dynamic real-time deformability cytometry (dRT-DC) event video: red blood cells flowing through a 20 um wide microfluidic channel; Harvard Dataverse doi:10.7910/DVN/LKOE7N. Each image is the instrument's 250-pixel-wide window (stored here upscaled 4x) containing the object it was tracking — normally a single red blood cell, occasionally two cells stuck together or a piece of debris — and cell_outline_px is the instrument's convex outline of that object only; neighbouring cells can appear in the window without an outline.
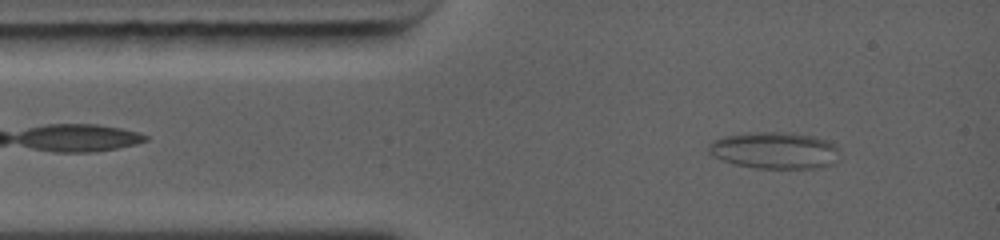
{"species": "common noctule bat (a hibernating species)", "species_latin": "Nyctalus noctula", "temperature_condition": "warm", "stored_images_in_passage": 55, "camera_frame_rate_fps": 5000, "um_per_image_px": 0.085, "animal": {"sex": "female", "body_mass_g": 19.0, "forearm_length_mm": 56.7}, "frame": {"image": 1, "passage_image": 5, "time_ms": 1.0, "image_size_px": [1000, 240], "cell_outline_px": [[840, 148], [836, 164], [816, 168], [756, 168], [732, 164], [720, 160], [712, 156], [708, 152], [708, 144], [712, 140], [724, 136], [752, 132], [788, 132], [812, 136], [828, 140]], "centroid_in_image_um": [65.84, 12.79], "position_along_channel_um": 19.2, "area_um2": 28.55}}
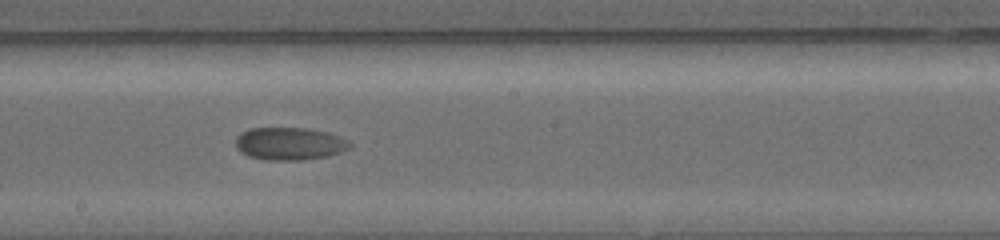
{"frame": {"image": 2, "passage_image": 26, "time_ms": 6.6, "image_size_px": [1000, 240], "cell_outline_px": [[352, 144], [348, 148], [340, 152], [328, 156], [300, 160], [264, 160], [248, 156], [240, 152], [236, 148], [236, 136], [240, 132], [248, 128], [308, 128], [328, 132], [340, 136], [348, 140]], "centroid_in_image_um": [24.58, 12.21], "position_along_channel_um": 223.6, "area_um2": 21.96}}
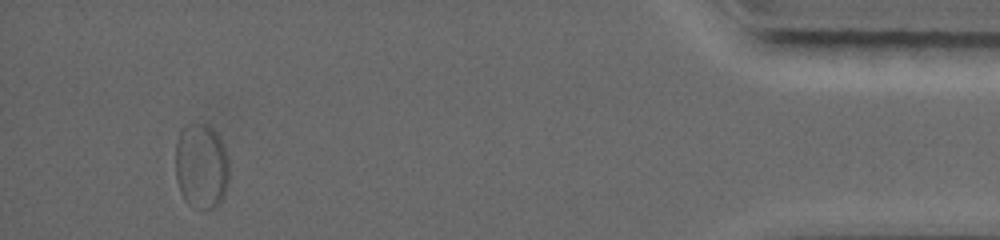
{"frame": {"image": 3, "passage_image": 49, "time_ms": 13.2, "image_size_px": [1000, 240], "cell_outline_px": [[228, 184], [224, 196], [220, 204], [216, 208], [204, 212], [188, 204], [184, 200], [180, 192], [176, 176], [176, 144], [180, 132], [184, 124], [208, 124], [216, 132], [224, 144], [228, 156]], "centroid_in_image_um": [17.13, 14.16], "position_along_channel_um": 418.1, "area_um2": 27.4}, "authors_computed_cell_mechanics": {"area_um2": 22.3108, "velocity_mm_per_s": 4.2495, "shape_relaxation_time_tau1_ms": 1.7407, "shape_relaxation_time_tau2_ms": 0.5842, "deformation_change_tau1": 0.0414, "deformation_change_tau2": 0.0311}}